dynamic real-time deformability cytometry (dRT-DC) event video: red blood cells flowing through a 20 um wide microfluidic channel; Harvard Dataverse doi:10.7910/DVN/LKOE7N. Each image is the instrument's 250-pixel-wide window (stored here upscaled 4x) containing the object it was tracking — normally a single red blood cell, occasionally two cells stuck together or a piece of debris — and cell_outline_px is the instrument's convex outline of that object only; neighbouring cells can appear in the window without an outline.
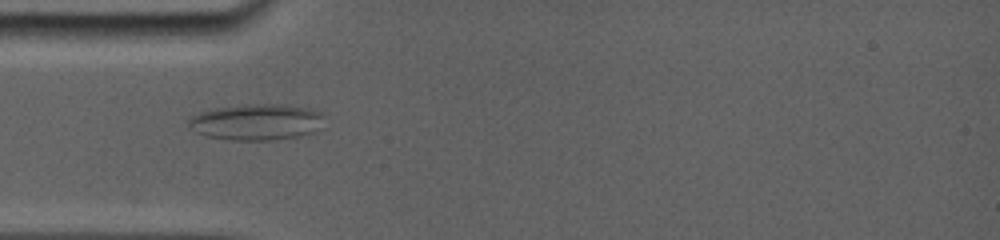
{"species": "common noctule bat (a hibernating species)", "species_latin": "Nyctalus noctula", "temperature_condition": "room temperature", "stored_images_in_passage": 48, "camera_frame_rate_fps": 5000, "um_per_image_px": 0.085, "animal": {"sex": "female", "body_mass_g": 19.0, "forearm_length_mm": 56.7}, "frame": {"image": 1, "passage_image": 19, "time_ms": 4.8, "image_size_px": [1000, 240], "cell_outline_px": [[324, 116], [312, 132], [296, 136], [268, 140], [232, 140], [204, 136], [196, 132], [188, 124], [188, 120], [192, 116], [200, 112], [216, 108], [244, 104], [292, 104], [324, 112]], "centroid_in_image_um": [21.77, 10.35], "position_along_channel_um": 63.2, "area_um2": 28.44}}
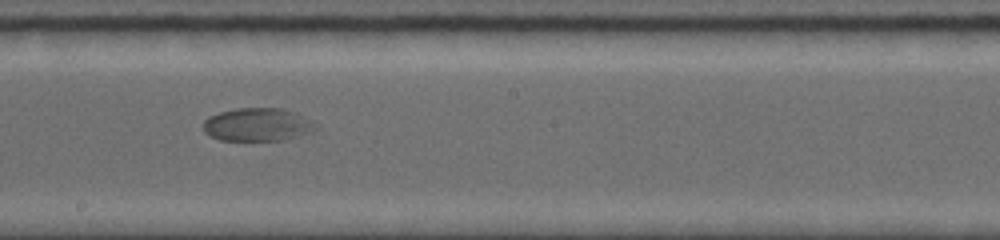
{"frame": {"image": 2, "passage_image": 30, "time_ms": 9.2, "image_size_px": [1000, 240], "cell_outline_px": [[320, 128], [312, 132], [280, 140], [220, 140], [204, 132], [204, 120], [208, 116], [220, 112], [236, 108], [280, 108], [296, 112], [320, 124]], "centroid_in_image_um": [21.94, 10.58], "position_along_channel_um": 226.3, "area_um2": 21.85}}
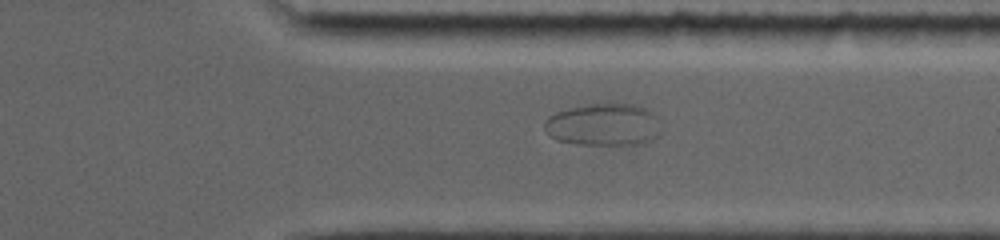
{"frame": {"image": 3, "passage_image": 39, "time_ms": 12.8, "image_size_px": [1000, 240], "cell_outline_px": [[660, 136], [640, 144], [580, 144], [556, 140], [548, 136], [544, 128], [544, 120], [548, 116], [556, 112], [568, 108], [600, 100], [636, 104], [648, 108], [652, 112], [660, 132]], "centroid_in_image_um": [51.26, 10.54], "position_along_channel_um": 360.1, "area_um2": 29.54}}